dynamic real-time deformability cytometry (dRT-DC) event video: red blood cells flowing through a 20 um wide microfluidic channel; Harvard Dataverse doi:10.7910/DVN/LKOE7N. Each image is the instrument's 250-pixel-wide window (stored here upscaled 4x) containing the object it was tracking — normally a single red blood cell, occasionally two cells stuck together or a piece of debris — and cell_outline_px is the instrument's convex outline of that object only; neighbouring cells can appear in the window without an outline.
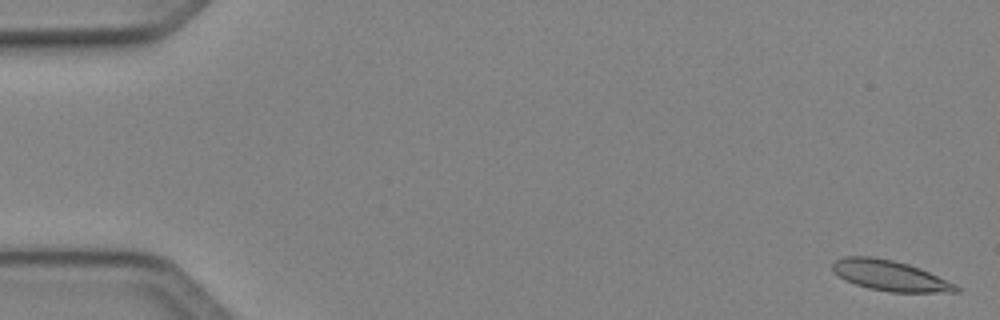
{"species": "Egyptian fruit bat (a non-hibernating species)", "species_latin": "Rousettus aegyptiacus", "temperature_condition": "cold", "stored_images_in_passage": 50, "camera_frame_rate_fps": 3000, "um_per_image_px": 0.085, "animal": {"sex": "female"}, "frame": {"image": 1, "passage_image": 1, "time_ms": 0.0, "image_size_px": [1000, 320], "cell_outline_px": [[960, 292], [892, 292], [868, 288], [844, 280], [832, 272], [832, 264], [836, 260], [844, 256], [872, 256], [892, 260], [908, 264], [920, 268], [956, 284], [960, 288]], "centroid_in_image_um": [75.63, 23.42], "position_along_channel_um": 9.4, "area_um2": 21.96}}
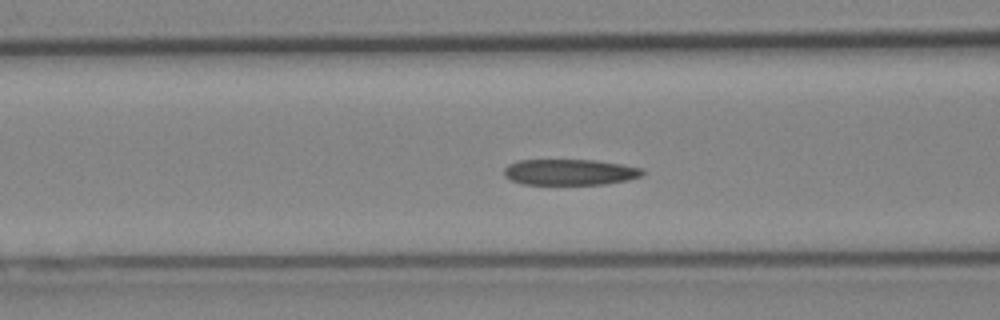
{"frame": {"image": 2, "passage_image": 20, "time_ms": 6.333, "image_size_px": [1000, 320], "cell_outline_px": [[644, 172], [640, 176], [628, 180], [604, 184], [524, 184], [512, 180], [504, 176], [504, 168], [508, 164], [520, 160], [596, 160], [620, 164], [640, 168]], "centroid_in_image_um": [48.41, 14.63], "position_along_channel_um": 118.2, "area_um2": 20.75}}
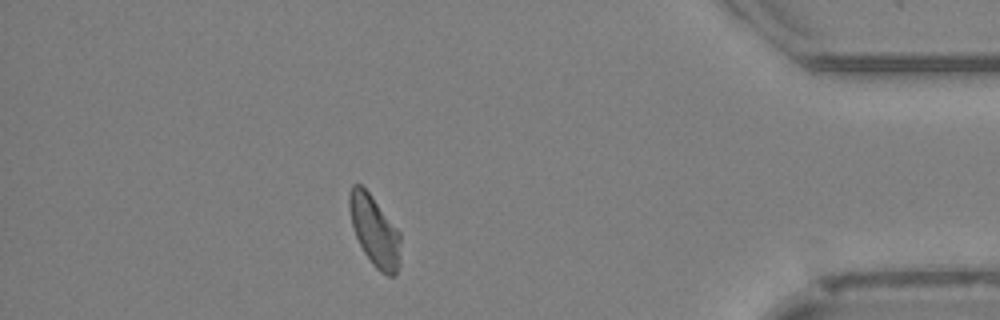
{"frame": {"image": 3, "passage_image": 44, "time_ms": 14.333, "image_size_px": [1000, 320], "cell_outline_px": [[400, 264], [396, 276], [388, 276], [380, 272], [372, 264], [364, 252], [356, 236], [352, 224], [348, 204], [348, 196], [352, 184], [360, 184], [368, 192], [400, 232]], "centroid_in_image_um": [31.85, 19.66], "position_along_channel_um": 403.4, "area_um2": 20.92}, "authors_computed_cell_mechanics": {"area_um2": 21.7328, "velocity_mm_per_s": 4.068, "shape_relaxation_time_tau1_ms": null, "shape_relaxation_time_tau2_ms": 10.5111, "deformation_change_tau1": null, "deformation_change_tau2": 0.1721}}